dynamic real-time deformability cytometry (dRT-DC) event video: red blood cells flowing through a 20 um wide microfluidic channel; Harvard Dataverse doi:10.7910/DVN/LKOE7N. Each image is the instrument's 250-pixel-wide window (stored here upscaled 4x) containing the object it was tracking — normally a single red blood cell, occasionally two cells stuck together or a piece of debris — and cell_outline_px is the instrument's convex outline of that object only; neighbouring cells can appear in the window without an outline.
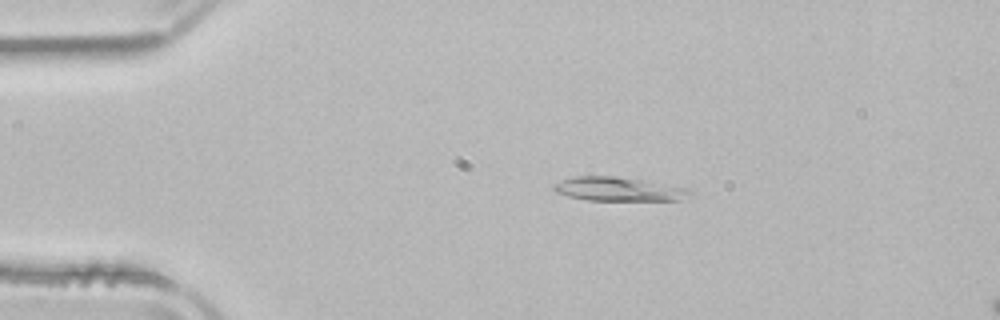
{"species": "common noctule bat (a hibernating species)", "species_latin": "Nyctalus noctula", "temperature_condition": "room temperature", "stored_images_in_passage": 52, "camera_frame_rate_fps": 3000, "um_per_image_px": 0.085, "animal": {"sex": "male", "body_mass_g": 21.5, "forearm_length_mm": 52.0}, "frame": {"image": 1, "passage_image": 10, "time_ms": 3.0, "image_size_px": [1000, 320], "cell_outline_px": [[692, 192], [680, 200], [584, 200], [568, 196], [556, 192], [552, 188], [552, 184], [576, 176], [616, 176], [688, 188]], "centroid_in_image_um": [52.52, 16.08], "position_along_channel_um": 32.5, "area_um2": 18.67}}
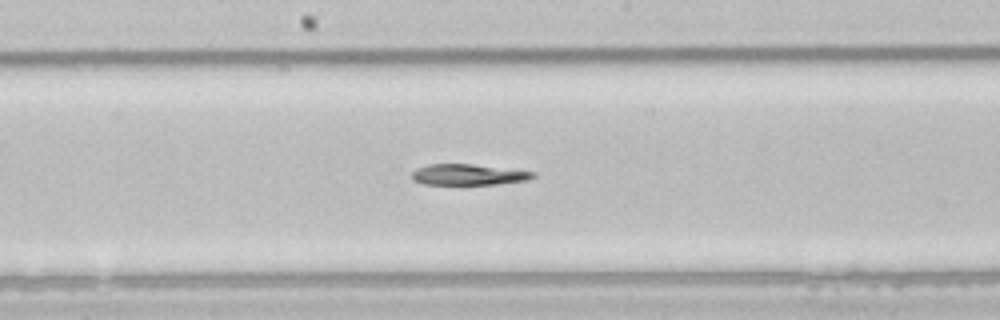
{"frame": {"image": 2, "passage_image": 27, "time_ms": 8.667, "image_size_px": [1000, 320], "cell_outline_px": [[536, 176], [528, 180], [496, 184], [424, 184], [412, 180], [412, 172], [416, 168], [428, 164], [472, 164], [536, 172]], "centroid_in_image_um": [39.8, 14.84], "position_along_channel_um": 208.4, "area_um2": 14.74}}
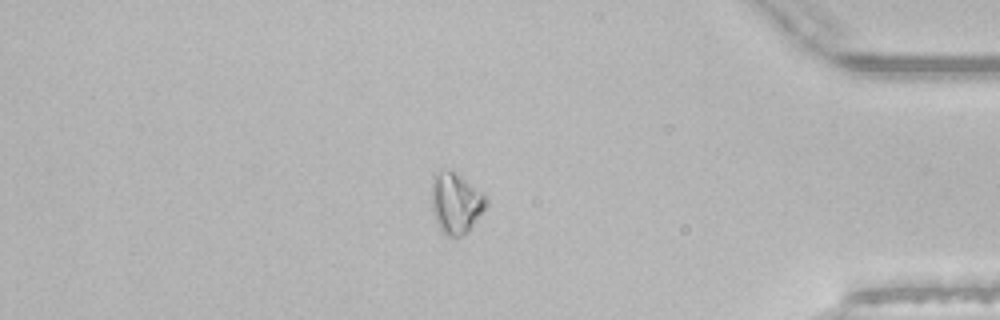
{"frame": {"image": 3, "passage_image": 44, "time_ms": 14.333, "image_size_px": [1000, 320], "cell_outline_px": [[488, 204], [468, 232], [460, 236], [444, 236], [432, 212], [432, 176], [440, 172], [452, 172], [460, 176], [488, 196]], "centroid_in_image_um": [38.77, 17.3], "position_along_channel_um": 396.4, "area_um2": 19.07}}